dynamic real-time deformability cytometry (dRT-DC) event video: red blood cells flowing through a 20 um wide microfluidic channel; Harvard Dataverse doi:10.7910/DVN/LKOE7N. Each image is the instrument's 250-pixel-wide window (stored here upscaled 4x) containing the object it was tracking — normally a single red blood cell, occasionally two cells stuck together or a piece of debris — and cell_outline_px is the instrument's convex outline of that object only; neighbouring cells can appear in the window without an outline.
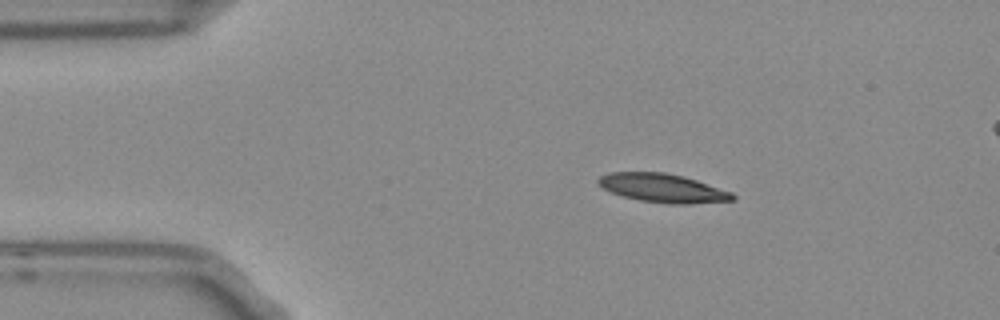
{"species": "Egyptian fruit bat (a non-hibernating species)", "species_latin": "Rousettus aegyptiacus", "temperature_condition": "room temperature", "stored_images_in_passage": 7, "camera_frame_rate_fps": 3000, "um_per_image_px": 0.085, "frame": {"image": 1, "passage_image": 2, "time_ms": 0.333, "image_size_px": [1000, 320], "cell_outline_px": [[736, 200], [688, 204], [668, 204], [640, 200], [624, 196], [612, 192], [604, 188], [596, 180], [600, 176], [608, 172], [664, 172], [684, 176], [732, 192], [736, 196]], "centroid_in_image_um": [56.36, 15.98], "position_along_channel_um": 28.6, "area_um2": 22.37}}
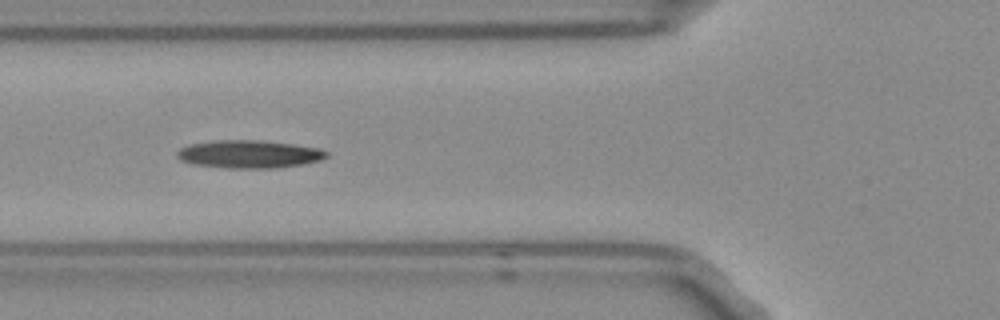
{"frame": {"image": 2, "passage_image": 5, "time_ms": 1.333, "image_size_px": [1000, 320], "cell_outline_px": [[328, 156], [320, 160], [304, 164], [276, 168], [224, 168], [196, 164], [180, 160], [176, 156], [176, 152], [180, 148], [188, 144], [216, 140], [260, 140], [292, 144], [320, 148], [328, 152]], "centroid_in_image_um": [21.17, 13.1], "position_along_channel_um": 104.6, "area_um2": 24.39}}